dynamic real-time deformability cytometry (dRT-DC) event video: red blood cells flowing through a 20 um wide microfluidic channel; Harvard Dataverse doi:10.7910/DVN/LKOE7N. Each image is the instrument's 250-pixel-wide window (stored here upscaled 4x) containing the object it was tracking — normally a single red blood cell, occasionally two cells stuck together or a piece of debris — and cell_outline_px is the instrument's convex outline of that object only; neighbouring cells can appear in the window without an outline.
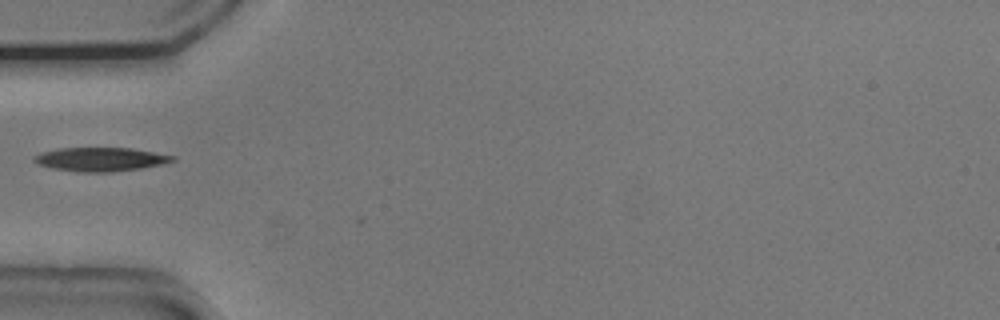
{"species": "common noctule bat (a hibernating species)", "species_latin": "Nyctalus noctula", "temperature_condition": "cold", "stored_images_in_passage": 32, "camera_frame_rate_fps": 3000, "um_per_image_px": 0.085, "animal": {"sex": "male", "body_mass_g": 20.5, "forearm_length_mm": 52.5}, "frame": {"image": 1, "passage_image": 1, "time_ms": 0.0, "image_size_px": [1000, 320], "cell_outline_px": [[176, 160], [164, 164], [140, 168], [112, 172], [80, 172], [52, 168], [40, 164], [32, 160], [32, 156], [40, 152], [60, 148], [132, 148], [176, 156]], "centroid_in_image_um": [8.55, 13.54], "position_along_channel_um": 76.4, "area_um2": 19.25}}
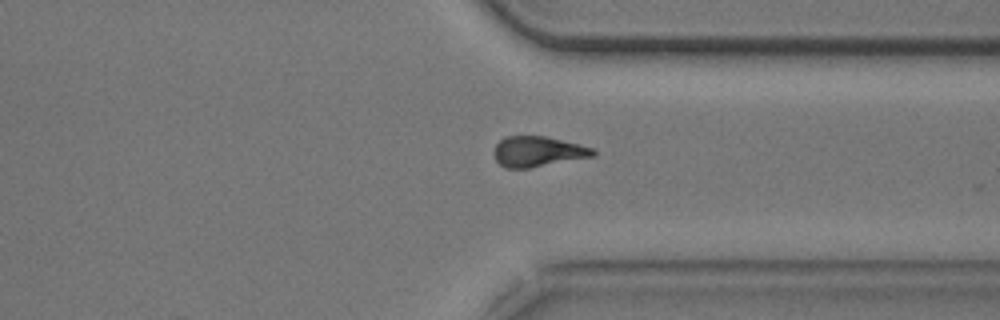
{"frame": {"image": 2, "passage_image": 24, "time_ms": 7.667, "image_size_px": [1000, 320], "cell_outline_px": [[596, 156], [528, 168], [504, 168], [496, 160], [492, 152], [496, 144], [504, 136], [544, 136], [580, 144], [592, 148], [596, 152]], "centroid_in_image_um": [45.7, 12.88], "position_along_channel_um": 365.7, "area_um2": 17.63}}
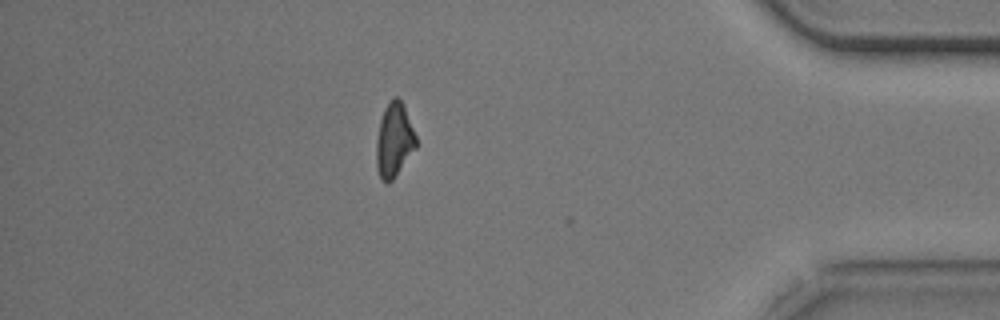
{"frame": {"image": 3, "passage_image": 30, "time_ms": 9.667, "image_size_px": [1000, 320], "cell_outline_px": [[416, 148], [392, 180], [388, 184], [380, 180], [376, 168], [376, 140], [380, 120], [384, 108], [392, 96], [396, 96], [404, 104], [416, 136]], "centroid_in_image_um": [33.48, 11.91], "position_along_channel_um": 401.7, "area_um2": 17.34}}